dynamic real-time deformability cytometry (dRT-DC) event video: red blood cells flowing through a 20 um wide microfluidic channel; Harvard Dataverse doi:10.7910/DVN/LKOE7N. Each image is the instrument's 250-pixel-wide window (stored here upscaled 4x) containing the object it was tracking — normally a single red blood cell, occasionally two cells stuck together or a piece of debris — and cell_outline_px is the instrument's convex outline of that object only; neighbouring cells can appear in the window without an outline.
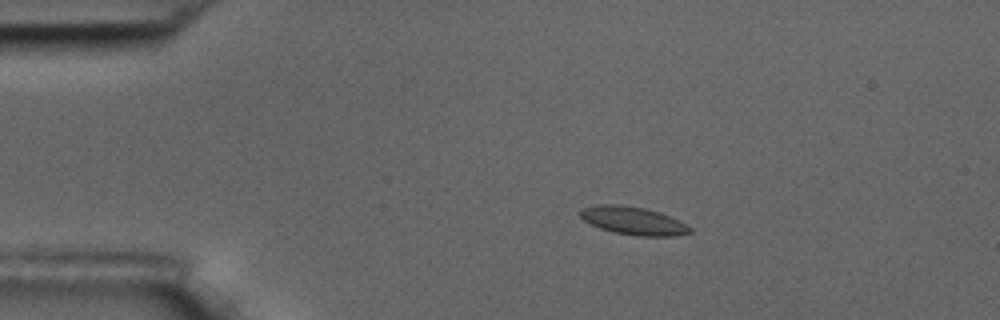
{"species": "common noctule bat (a hibernating species)", "species_latin": "Nyctalus noctula", "temperature_condition": "room temperature", "stored_images_in_passage": 7, "camera_frame_rate_fps": 3000, "um_per_image_px": 0.085, "animal": {"sex": "male", "body_mass_g": 17.5, "forearm_length_mm": 52.3}, "frame": {"image": 1, "passage_image": 4, "time_ms": 3.667, "image_size_px": [1000, 320], "cell_outline_px": [[692, 232], [676, 236], [636, 236], [616, 232], [600, 228], [584, 220], [580, 216], [580, 208], [596, 204], [620, 204], [644, 208], [660, 212], [692, 228]], "centroid_in_image_um": [53.8, 18.75], "position_along_channel_um": 31.2, "area_um2": 17.8}}
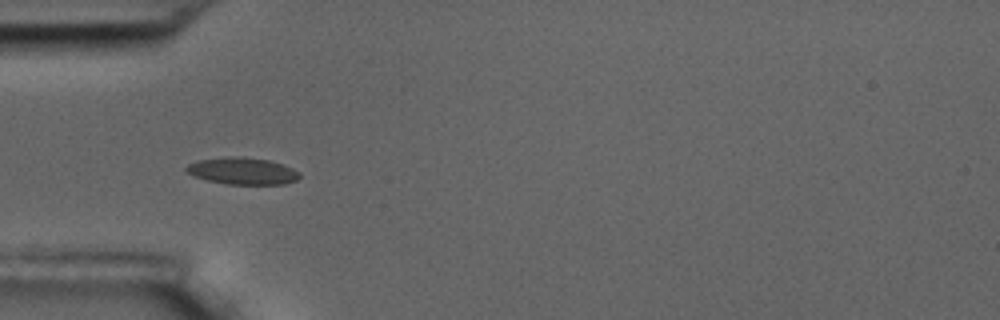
{"frame": {"image": 2, "passage_image": 6, "time_ms": 6.0, "image_size_px": [1000, 320], "cell_outline_px": [[300, 176], [296, 180], [284, 184], [224, 184], [208, 180], [196, 176], [188, 172], [184, 168], [188, 164], [196, 160], [232, 156], [240, 156], [268, 160], [292, 168], [300, 172]], "centroid_in_image_um": [20.6, 14.53], "position_along_channel_um": 64.4, "area_um2": 17.63}}